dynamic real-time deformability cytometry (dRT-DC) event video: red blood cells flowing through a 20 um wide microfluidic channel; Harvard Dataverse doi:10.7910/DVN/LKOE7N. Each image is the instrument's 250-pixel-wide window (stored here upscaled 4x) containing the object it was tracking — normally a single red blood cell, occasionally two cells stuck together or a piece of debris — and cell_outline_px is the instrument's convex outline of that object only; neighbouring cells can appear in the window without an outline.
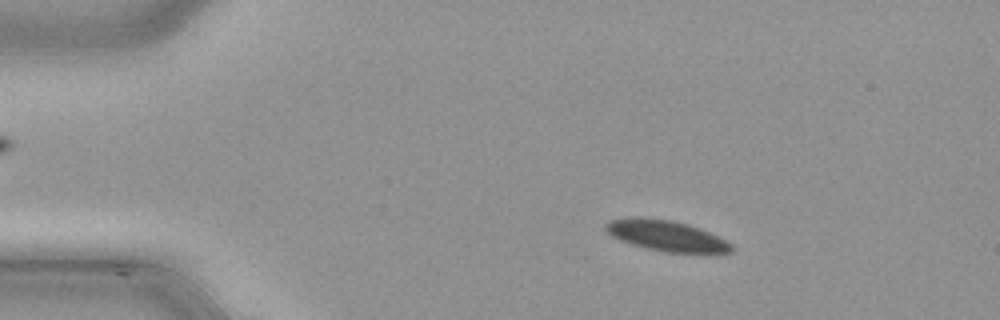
{"species": "common noctule bat (a hibernating species)", "species_latin": "Nyctalus noctula", "temperature_condition": "cold", "stored_images_in_passage": 34, "camera_frame_rate_fps": 3000, "um_per_image_px": 0.085, "animal": {"sex": "male", "body_mass_g": 21.5, "forearm_length_mm": 52.0}, "frame": {"image": 1, "passage_image": 4, "time_ms": 1.0, "image_size_px": [1000, 320], "cell_outline_px": [[736, 248], [732, 252], [708, 256], [664, 252], [644, 248], [620, 240], [612, 236], [604, 228], [604, 224], [608, 220], [640, 216], [672, 220], [688, 224], [700, 228], [732, 244]], "centroid_in_image_um": [56.72, 20.08], "position_along_channel_um": 28.3, "area_um2": 23.47}}
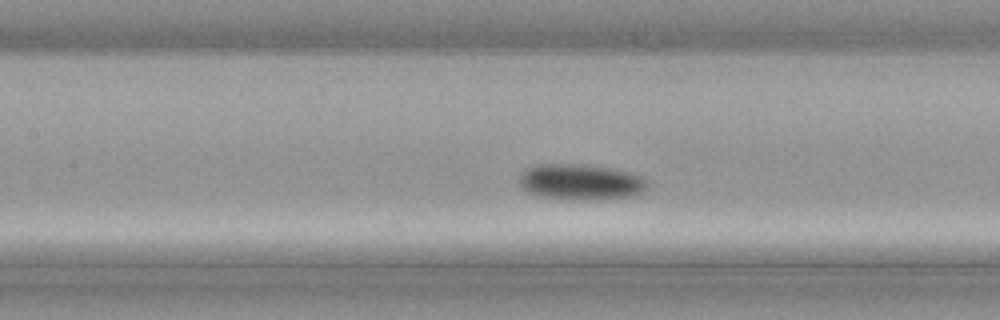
{"frame": {"image": 2, "passage_image": 18, "time_ms": 5.667, "image_size_px": [1000, 320], "cell_outline_px": [[648, 188], [632, 196], [600, 200], [564, 200], [536, 196], [520, 188], [520, 172], [524, 168], [536, 164], [588, 164], [612, 168], [632, 172], [644, 176], [648, 180]], "centroid_in_image_um": [49.35, 15.47], "position_along_channel_um": 158.0, "area_um2": 27.74}}
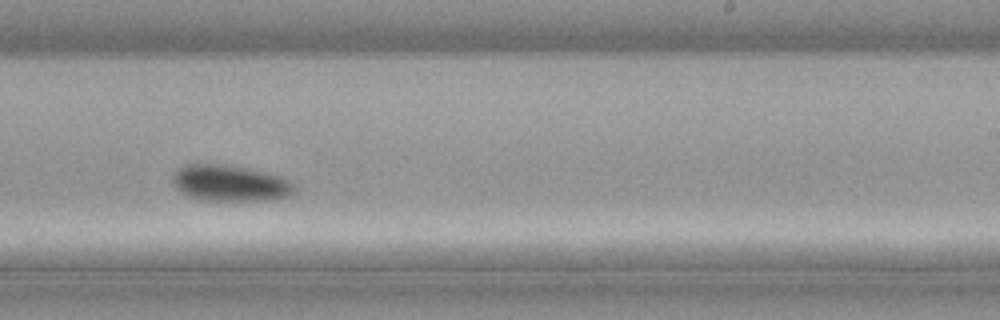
{"frame": {"image": 3, "passage_image": 26, "time_ms": 8.333, "image_size_px": [1000, 320], "cell_outline_px": [[300, 192], [292, 196], [280, 200], [196, 200], [180, 192], [176, 188], [172, 180], [172, 172], [184, 164], [224, 164], [284, 176], [292, 180], [296, 184]], "centroid_in_image_um": [19.65, 15.58], "position_along_channel_um": 269.4, "area_um2": 26.59}}